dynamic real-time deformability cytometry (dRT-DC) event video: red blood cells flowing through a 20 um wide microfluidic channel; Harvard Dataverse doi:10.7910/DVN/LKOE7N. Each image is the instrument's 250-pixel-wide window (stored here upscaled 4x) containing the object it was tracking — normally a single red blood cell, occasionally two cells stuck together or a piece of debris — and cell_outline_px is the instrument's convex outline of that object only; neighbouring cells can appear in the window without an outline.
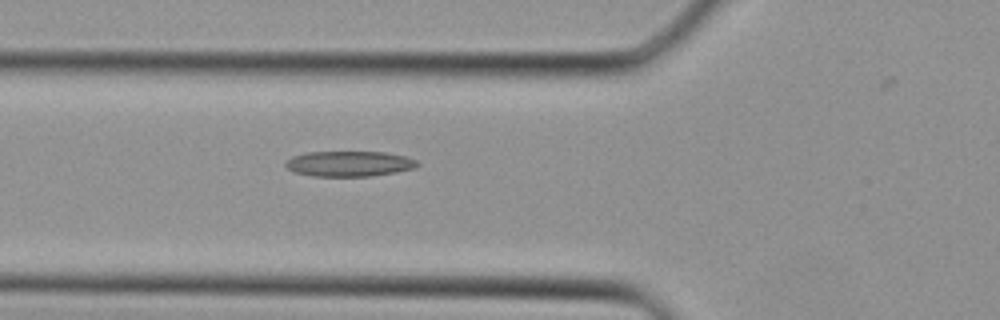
{"species": "Egyptian fruit bat (a non-hibernating species)", "species_latin": "Rousettus aegyptiacus", "temperature_condition": "cold", "stored_images_in_passage": 26, "camera_frame_rate_fps": 3000, "um_per_image_px": 0.085, "animal": {"sex": "female"}, "frame": {"image": 1, "passage_image": 2, "time_ms": 0.333, "image_size_px": [1000, 320], "cell_outline_px": [[420, 164], [416, 168], [396, 172], [372, 176], [312, 176], [292, 172], [284, 164], [284, 160], [292, 156], [308, 152], [388, 152], [404, 156], [416, 160]], "centroid_in_image_um": [29.66, 13.92], "position_along_channel_um": 96.1, "area_um2": 19.71}}
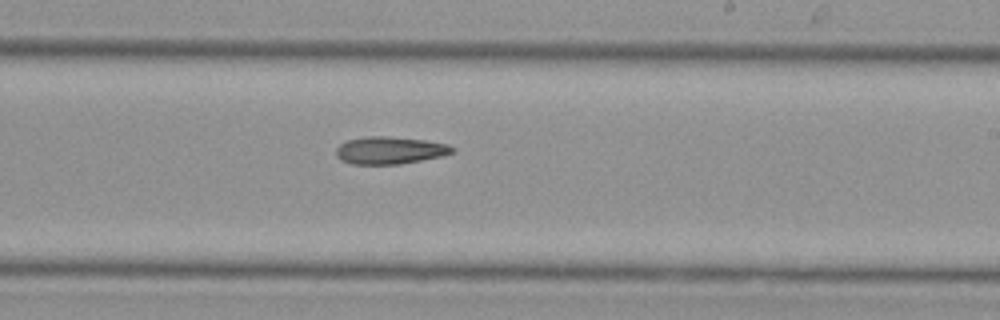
{"frame": {"image": 2, "passage_image": 11, "time_ms": 3.333, "image_size_px": [1000, 320], "cell_outline_px": [[456, 148], [452, 152], [440, 156], [400, 164], [352, 164], [340, 160], [336, 156], [336, 148], [340, 144], [348, 140], [368, 136], [384, 136], [424, 140], [448, 144]], "centroid_in_image_um": [33.1, 12.78], "position_along_channel_um": 255.9, "area_um2": 18.38}}
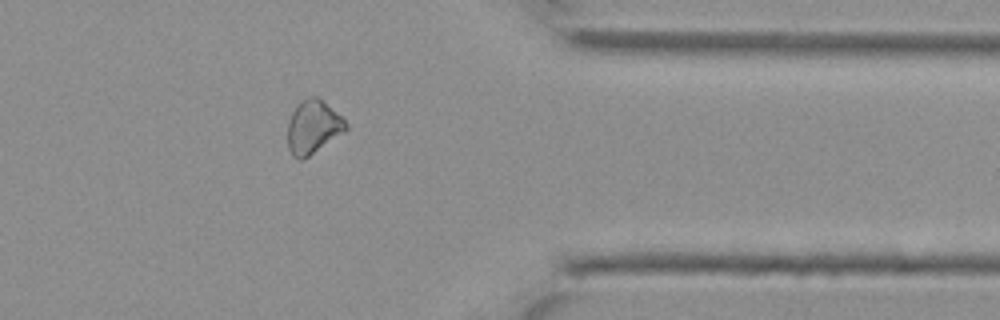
{"frame": {"image": 3, "passage_image": 19, "time_ms": 6.0, "image_size_px": [1000, 320], "cell_outline_px": [[348, 128], [344, 132], [308, 156], [300, 160], [292, 156], [288, 148], [288, 120], [296, 104], [300, 100], [308, 96], [316, 96], [340, 116], [348, 124]], "centroid_in_image_um": [26.57, 10.78], "position_along_channel_um": 384.8, "area_um2": 17.92}}